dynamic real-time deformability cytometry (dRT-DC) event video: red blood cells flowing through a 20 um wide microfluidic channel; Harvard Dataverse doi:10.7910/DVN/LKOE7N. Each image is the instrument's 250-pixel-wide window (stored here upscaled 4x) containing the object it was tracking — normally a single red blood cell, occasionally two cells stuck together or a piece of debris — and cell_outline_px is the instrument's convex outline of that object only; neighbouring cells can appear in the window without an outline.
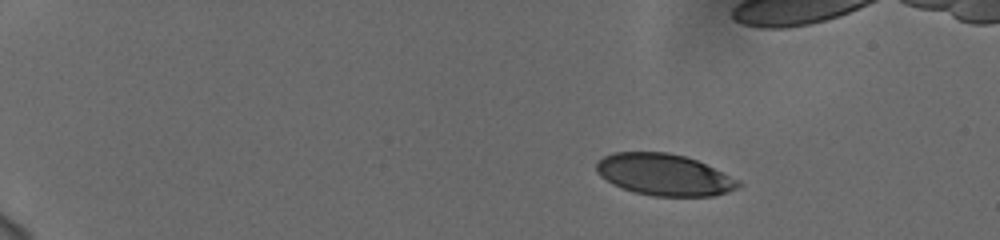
{"species": "human", "species_latin": "Homo sapiens", "temperature_condition": "cold", "stored_images_in_passage": 43, "camera_frame_rate_fps": 3000, "um_per_image_px": 0.085, "donor": {"sex": "female"}, "frame": {"image": 1, "passage_image": 1, "time_ms": 0.0, "image_size_px": [1000, 240], "cell_outline_px": [[744, 184], [728, 192], [712, 196], [652, 196], [636, 192], [612, 184], [600, 176], [596, 172], [596, 164], [604, 156], [612, 152], [668, 152], [684, 156], [696, 160], [740, 180]], "centroid_in_image_um": [56.46, 14.85], "position_along_channel_um": 28.5, "area_um2": 34.33}}
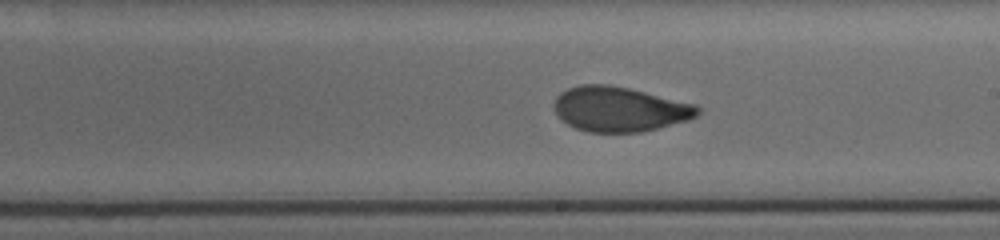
{"frame": {"image": 2, "passage_image": 27, "time_ms": 8.667, "image_size_px": [1000, 240], "cell_outline_px": [[700, 112], [696, 116], [688, 120], [640, 132], [588, 132], [576, 128], [568, 124], [556, 112], [552, 104], [556, 96], [560, 92], [568, 88], [580, 84], [608, 84], [628, 88], [696, 104], [700, 108]], "centroid_in_image_um": [52.65, 9.26], "position_along_channel_um": 236.4, "area_um2": 37.4}}
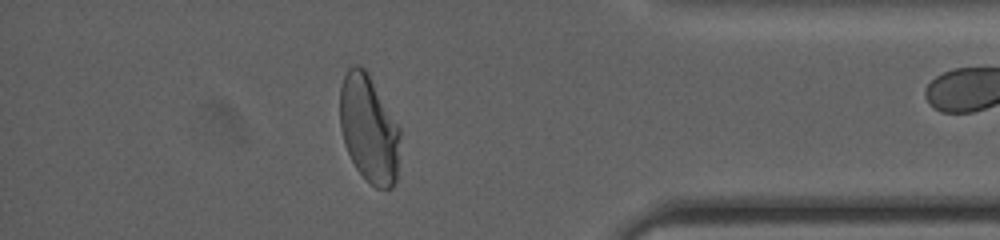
{"frame": {"image": 3, "passage_image": 42, "time_ms": 13.667, "image_size_px": [1000, 240], "cell_outline_px": [[400, 136], [396, 180], [392, 188], [376, 188], [356, 168], [344, 144], [340, 128], [340, 88], [344, 76], [348, 68], [352, 64], [360, 64], [368, 72], [400, 128]], "centroid_in_image_um": [31.35, 10.91], "position_along_channel_um": 403.9, "area_um2": 37.69}}